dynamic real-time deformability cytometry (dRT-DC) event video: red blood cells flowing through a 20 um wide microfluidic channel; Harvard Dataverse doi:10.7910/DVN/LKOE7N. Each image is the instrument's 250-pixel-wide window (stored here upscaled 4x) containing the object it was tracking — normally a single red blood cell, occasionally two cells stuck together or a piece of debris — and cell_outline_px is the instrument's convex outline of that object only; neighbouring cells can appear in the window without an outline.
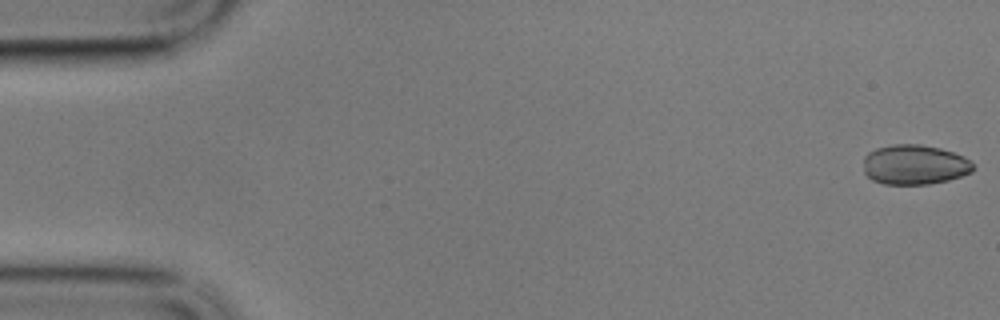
{"species": "common noctule bat (a hibernating species)", "species_latin": "Nyctalus noctula", "temperature_condition": "cold", "stored_images_in_passage": 58, "camera_frame_rate_fps": 3000, "um_per_image_px": 0.085, "animal": {"sex": "male", "body_mass_g": 17.9}, "frame": {"image": 1, "passage_image": 1, "time_ms": 0.0, "image_size_px": [1000, 320], "cell_outline_px": [[972, 172], [948, 180], [928, 184], [884, 184], [872, 180], [864, 172], [864, 156], [868, 152], [876, 148], [892, 144], [920, 144], [940, 148], [964, 156], [972, 164]], "centroid_in_image_um": [77.7, 13.99], "position_along_channel_um": 7.3, "area_um2": 25.43}}
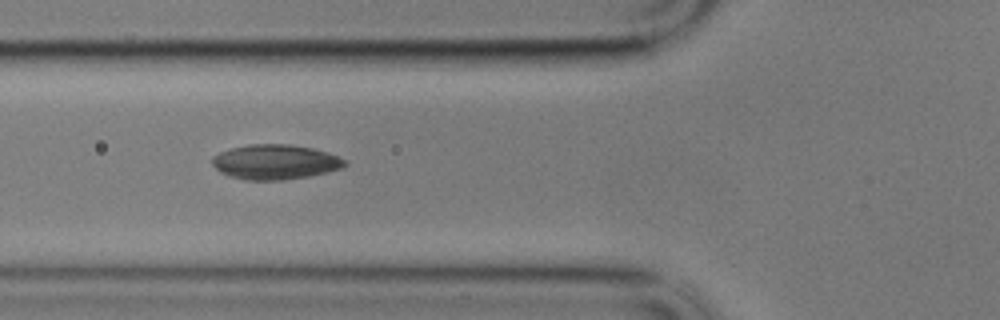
{"frame": {"image": 2, "passage_image": 21, "time_ms": 6.667, "image_size_px": [1000, 320], "cell_outline_px": [[348, 164], [340, 168], [328, 172], [308, 176], [284, 180], [244, 180], [228, 176], [220, 172], [212, 164], [212, 156], [220, 152], [232, 148], [252, 144], [288, 144], [312, 148], [328, 152], [344, 160]], "centroid_in_image_um": [23.37, 13.77], "position_along_channel_um": 102.4, "area_um2": 26.88}}
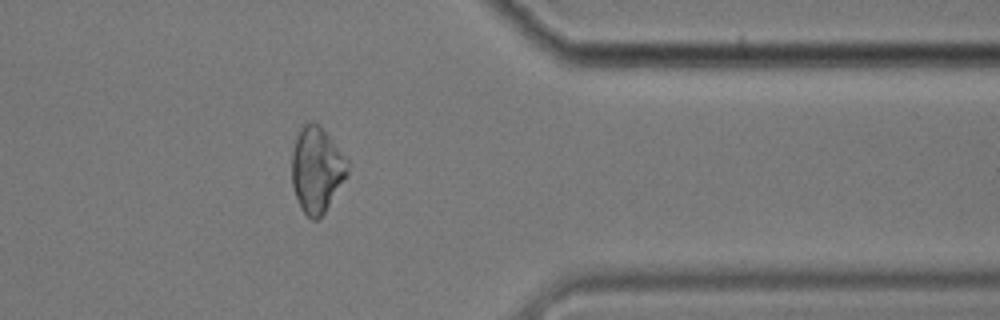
{"frame": {"image": 3, "passage_image": 47, "time_ms": 15.333, "image_size_px": [1000, 320], "cell_outline_px": [[348, 172], [324, 212], [316, 220], [312, 220], [300, 208], [292, 184], [292, 152], [296, 136], [300, 128], [308, 120], [312, 120], [320, 124], [348, 160]], "centroid_in_image_um": [26.9, 14.36], "position_along_channel_um": 384.5, "area_um2": 27.63}, "authors_computed_cell_mechanics": {"area_um2": 26.3279, "velocity_mm_per_s": 3.4115, "shape_relaxation_time_tau1_ms": 10.0461, "shape_relaxation_time_tau2_ms": 3.4114, "deformation_change_tau1": 0.1655, "deformation_change_tau2": 0.0679}}